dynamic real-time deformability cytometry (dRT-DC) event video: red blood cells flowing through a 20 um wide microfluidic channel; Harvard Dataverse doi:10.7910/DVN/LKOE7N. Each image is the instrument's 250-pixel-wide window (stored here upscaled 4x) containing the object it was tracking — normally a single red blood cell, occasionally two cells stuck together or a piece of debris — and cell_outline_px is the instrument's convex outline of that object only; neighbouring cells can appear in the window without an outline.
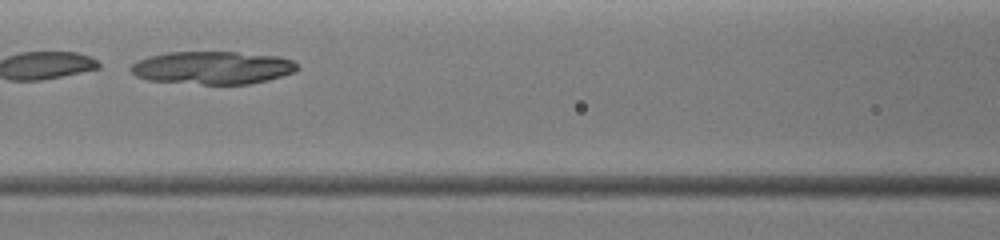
{"species": "common noctule bat (a hibernating species)", "species_latin": "Nyctalus noctula", "temperature_condition": "warm", "stored_images_in_passage": 23, "camera_frame_rate_fps": 3000, "um_per_image_px": 0.085, "animal": {"sex": "female", "body_mass_g": 19.0, "forearm_length_mm": 51.5}, "frame": {"image": 1, "passage_image": 7, "time_ms": 2.0, "image_size_px": [1000, 240], "cell_outline_px": [[300, 68], [296, 72], [268, 80], [248, 84], [200, 84], [148, 80], [136, 76], [128, 68], [136, 60], [148, 56], [168, 52], [236, 52], [280, 56], [292, 60]], "centroid_in_image_um": [18.07, 5.75], "position_along_channel_um": 148.5, "area_um2": 32.14}}
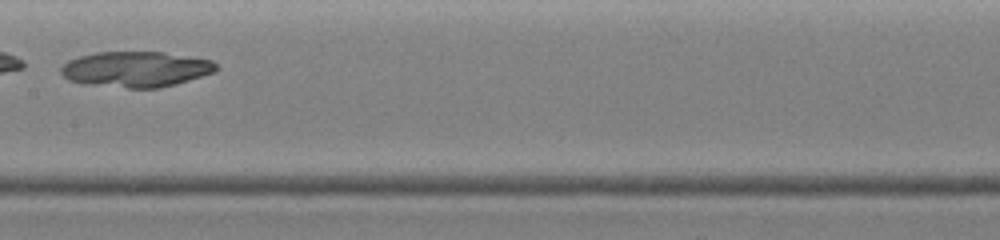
{"frame": {"image": 2, "passage_image": 10, "time_ms": 3.0, "image_size_px": [1000, 240], "cell_outline_px": [[220, 68], [216, 72], [176, 84], [160, 88], [128, 88], [84, 84], [68, 80], [60, 72], [60, 68], [68, 60], [80, 56], [96, 52], [164, 52], [212, 60]], "centroid_in_image_um": [11.57, 5.89], "position_along_channel_um": 195.8, "area_um2": 32.43}}